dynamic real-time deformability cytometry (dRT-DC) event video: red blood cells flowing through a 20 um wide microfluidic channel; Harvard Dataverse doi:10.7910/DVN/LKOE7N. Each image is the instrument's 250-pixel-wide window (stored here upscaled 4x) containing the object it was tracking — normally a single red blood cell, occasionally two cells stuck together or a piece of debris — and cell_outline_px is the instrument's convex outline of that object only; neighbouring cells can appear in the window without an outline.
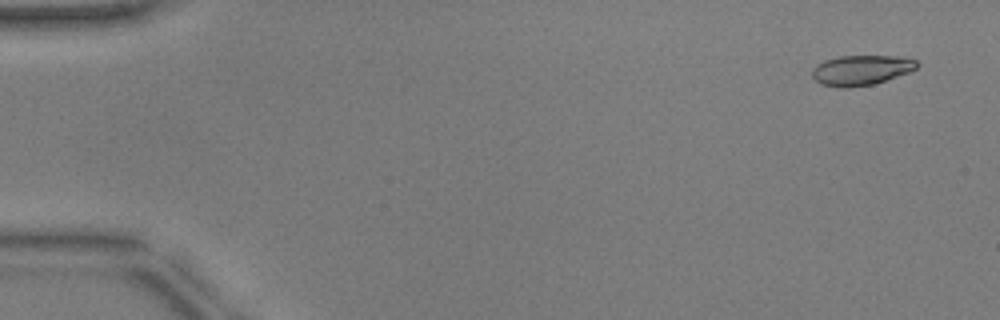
{"species": "common noctule bat (a hibernating species)", "species_latin": "Nyctalus noctula", "temperature_condition": "warm", "stored_images_in_passage": 8, "camera_frame_rate_fps": 3000, "um_per_image_px": 0.085, "animal": {"sex": "male", "body_mass_g": 17.9, "forearm_length_mm": 54.2}, "frame": {"image": 1, "passage_image": 1, "time_ms": 0.0, "image_size_px": [1000, 320], "cell_outline_px": [[920, 64], [916, 68], [908, 72], [872, 84], [848, 88], [840, 88], [820, 84], [812, 76], [812, 68], [816, 64], [824, 60], [840, 56], [900, 56], [916, 60]], "centroid_in_image_um": [73.16, 5.96], "position_along_channel_um": 11.8, "area_um2": 18.32}}